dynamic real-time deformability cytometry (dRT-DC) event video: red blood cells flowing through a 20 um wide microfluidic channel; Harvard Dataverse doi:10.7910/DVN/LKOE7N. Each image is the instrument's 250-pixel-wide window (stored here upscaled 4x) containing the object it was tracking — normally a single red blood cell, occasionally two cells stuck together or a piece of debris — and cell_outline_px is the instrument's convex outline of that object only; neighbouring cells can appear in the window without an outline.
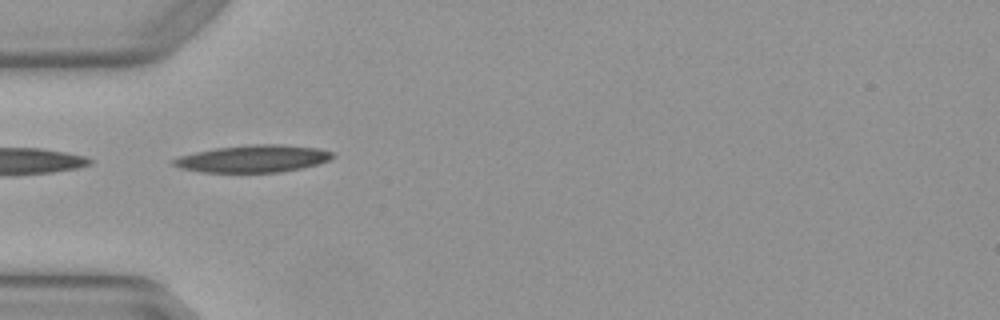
{"species": "Egyptian fruit bat (a non-hibernating species)", "species_latin": "Rousettus aegyptiacus", "temperature_condition": "warm", "stored_images_in_passage": 3, "camera_frame_rate_fps": 3000, "um_per_image_px": 0.085, "animal": {"sex": "female"}, "frame": {"image": 1, "passage_image": 1, "time_ms": 0.0, "image_size_px": [1000, 320], "cell_outline_px": [[336, 156], [320, 164], [304, 168], [280, 172], [200, 172], [180, 168], [172, 164], [172, 160], [180, 156], [196, 152], [216, 148], [252, 144], [280, 144], [316, 148], [332, 152]], "centroid_in_image_um": [21.54, 13.49], "position_along_channel_um": 63.5, "area_um2": 25.26}}
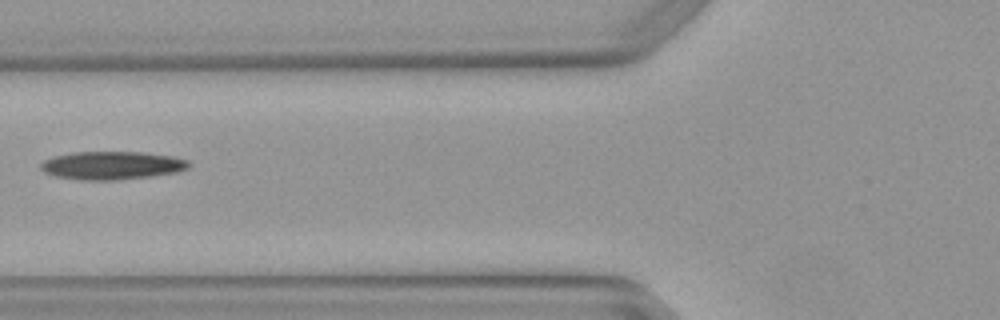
{"frame": {"image": 2, "passage_image": 2, "time_ms": 0.333, "image_size_px": [1000, 320], "cell_outline_px": [[192, 164], [188, 168], [176, 172], [152, 176], [116, 180], [80, 180], [56, 176], [44, 172], [40, 168], [40, 164], [44, 160], [52, 156], [72, 152], [140, 152], [172, 156], [188, 160]], "centroid_in_image_um": [9.5, 14.06], "position_along_channel_um": 116.3, "area_um2": 24.39}}
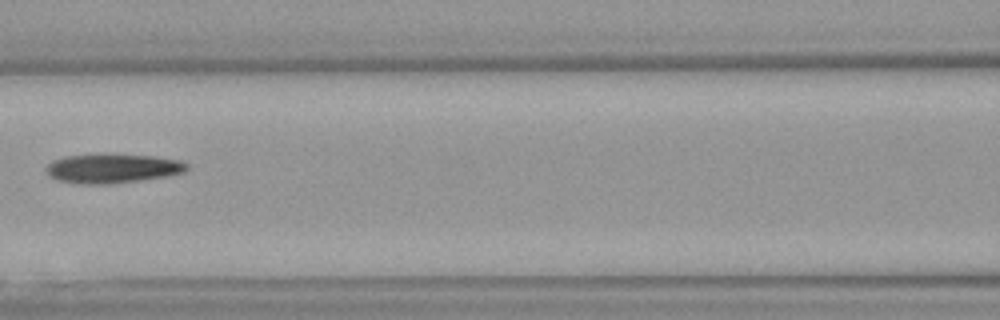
{"frame": {"image": 3, "passage_image": 3, "time_ms": 0.667, "image_size_px": [1000, 320], "cell_outline_px": [[188, 168], [184, 172], [168, 176], [112, 184], [76, 184], [56, 180], [48, 176], [44, 168], [52, 160], [68, 156], [156, 156], [184, 160], [188, 164]], "centroid_in_image_um": [9.57, 14.35], "position_along_channel_um": 157.0, "area_um2": 23.7}}